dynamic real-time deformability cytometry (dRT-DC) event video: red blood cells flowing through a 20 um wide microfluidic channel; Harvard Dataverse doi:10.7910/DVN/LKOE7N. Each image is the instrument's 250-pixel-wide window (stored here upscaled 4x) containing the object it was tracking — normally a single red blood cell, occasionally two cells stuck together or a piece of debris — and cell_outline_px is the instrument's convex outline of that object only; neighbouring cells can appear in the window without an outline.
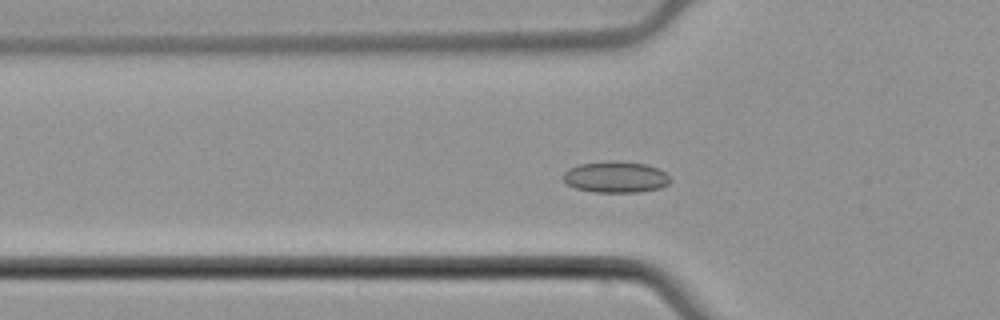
{"species": "common noctule bat (a hibernating species)", "species_latin": "Nyctalus noctula", "temperature_condition": "cold", "stored_images_in_passage": 56, "camera_frame_rate_fps": 3000, "um_per_image_px": 0.085, "animal": {"sex": "male", "body_mass_g": 21.5, "forearm_length_mm": 52.0}, "frame": {"image": 1, "passage_image": 19, "time_ms": 6.0, "image_size_px": [1000, 320], "cell_outline_px": [[672, 180], [668, 184], [660, 188], [640, 192], [592, 192], [576, 188], [568, 184], [560, 176], [568, 168], [580, 164], [612, 160], [648, 164], [660, 168]], "centroid_in_image_um": [52.34, 15.04], "position_along_channel_um": 73.5, "area_um2": 19.77}}
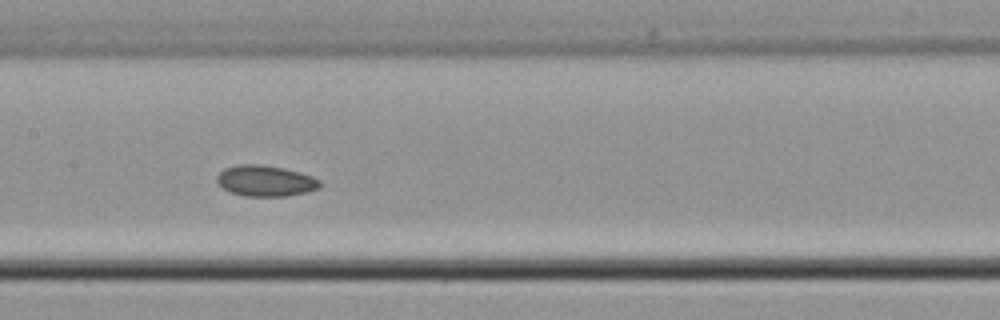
{"frame": {"image": 2, "passage_image": 28, "time_ms": 9.0, "image_size_px": [1000, 320], "cell_outline_px": [[320, 188], [308, 192], [284, 196], [244, 196], [232, 192], [224, 188], [216, 180], [216, 176], [224, 168], [240, 164], [260, 164], [284, 168], [312, 176], [320, 180]], "centroid_in_image_um": [22.57, 15.37], "position_along_channel_um": 184.8, "area_um2": 18.5}}
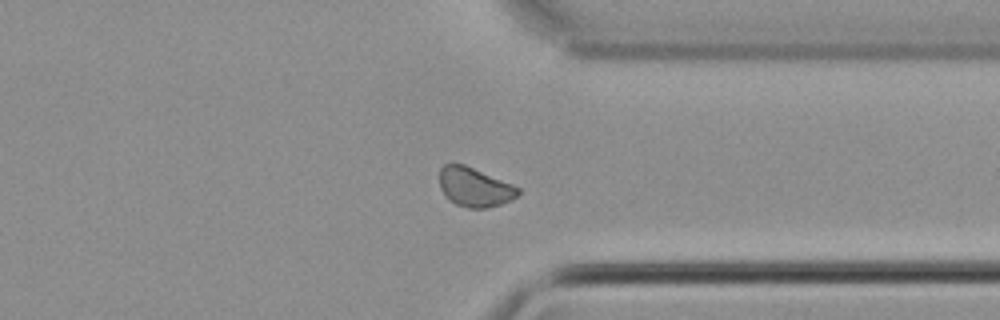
{"frame": {"image": 3, "passage_image": 43, "time_ms": 14.0, "image_size_px": [1000, 320], "cell_outline_px": [[520, 192], [512, 200], [488, 208], [468, 208], [456, 204], [440, 188], [440, 168], [444, 164], [452, 160], [464, 164], [512, 184], [520, 188]], "centroid_in_image_um": [40.33, 15.87], "position_along_channel_um": 371.1, "area_um2": 17.98}, "authors_computed_cell_mechanics": {"area_um2": 18.6116, "velocity_mm_per_s": 3.7405, "shape_relaxation_time_tau1_ms": null, "shape_relaxation_time_tau2_ms": 6.915, "deformation_change_tau1": null, "deformation_change_tau2": 0.0974}}